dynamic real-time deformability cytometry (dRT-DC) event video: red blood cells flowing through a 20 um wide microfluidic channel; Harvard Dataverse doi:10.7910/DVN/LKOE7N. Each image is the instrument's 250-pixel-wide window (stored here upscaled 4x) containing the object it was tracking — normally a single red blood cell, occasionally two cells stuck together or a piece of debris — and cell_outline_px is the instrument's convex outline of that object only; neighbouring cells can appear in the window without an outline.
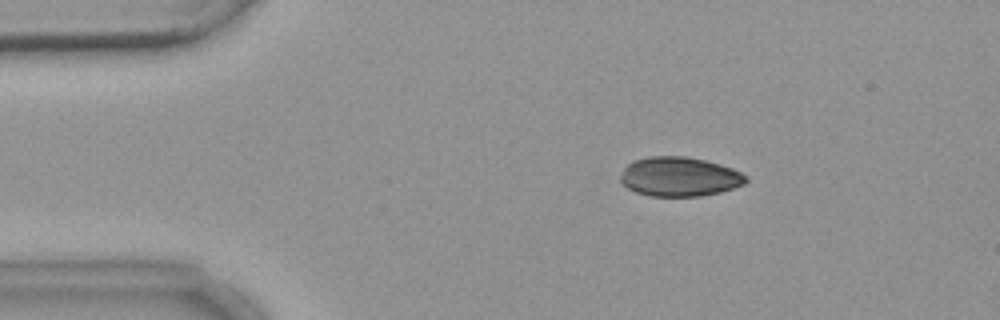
{"species": "common noctule bat (a hibernating species)", "species_latin": "Nyctalus noctula", "temperature_condition": "warm", "stored_images_in_passage": 6, "camera_frame_rate_fps": 3000, "um_per_image_px": 0.085, "animal": {"sex": "female", "body_mass_g": 18.4}, "frame": {"image": 1, "passage_image": 3, "time_ms": 2.333, "image_size_px": [1000, 320], "cell_outline_px": [[748, 180], [744, 184], [720, 192], [700, 196], [652, 196], [636, 192], [628, 188], [620, 180], [620, 176], [624, 168], [632, 160], [648, 156], [684, 156], [704, 160], [720, 164], [732, 168], [748, 176]], "centroid_in_image_um": [57.75, 15.01], "position_along_channel_um": 27.3, "area_um2": 28.78}}
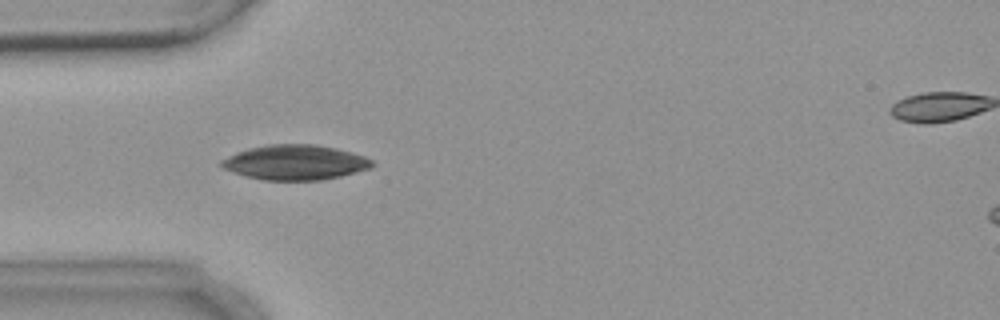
{"frame": {"image": 2, "passage_image": 5, "time_ms": 4.667, "image_size_px": [1000, 320], "cell_outline_px": [[376, 164], [372, 168], [340, 176], [320, 180], [264, 180], [244, 176], [224, 168], [220, 164], [220, 160], [236, 152], [248, 148], [268, 144], [316, 144], [336, 148], [352, 152], [364, 156], [372, 160]], "centroid_in_image_um": [25.1, 13.8], "position_along_channel_um": 59.9, "area_um2": 30.81}}